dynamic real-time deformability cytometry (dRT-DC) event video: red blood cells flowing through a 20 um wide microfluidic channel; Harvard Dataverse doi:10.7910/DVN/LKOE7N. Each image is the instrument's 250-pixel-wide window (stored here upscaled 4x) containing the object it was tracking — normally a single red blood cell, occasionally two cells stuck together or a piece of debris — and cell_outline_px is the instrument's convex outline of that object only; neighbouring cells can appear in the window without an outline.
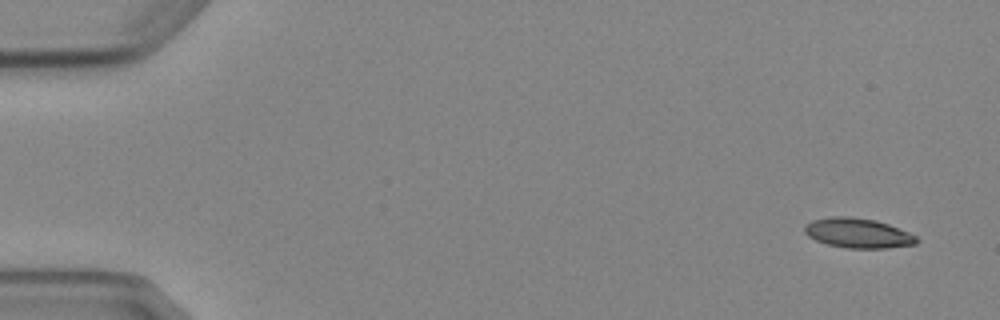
{"species": "Egyptian fruit bat (a non-hibernating species)", "species_latin": "Rousettus aegyptiacus", "temperature_condition": "cold", "stored_images_in_passage": 6, "camera_frame_rate_fps": 3000, "um_per_image_px": 0.085, "animal": {"sex": "female"}, "frame": {"image": 1, "passage_image": 1, "time_ms": 0.0, "image_size_px": [1000, 320], "cell_outline_px": [[920, 240], [916, 244], [888, 248], [848, 248], [828, 244], [816, 240], [808, 236], [804, 232], [804, 224], [812, 220], [832, 216], [848, 216], [876, 220], [888, 224], [908, 232], [916, 236]], "centroid_in_image_um": [72.92, 19.81], "position_along_channel_um": 12.1, "area_um2": 19.48}}
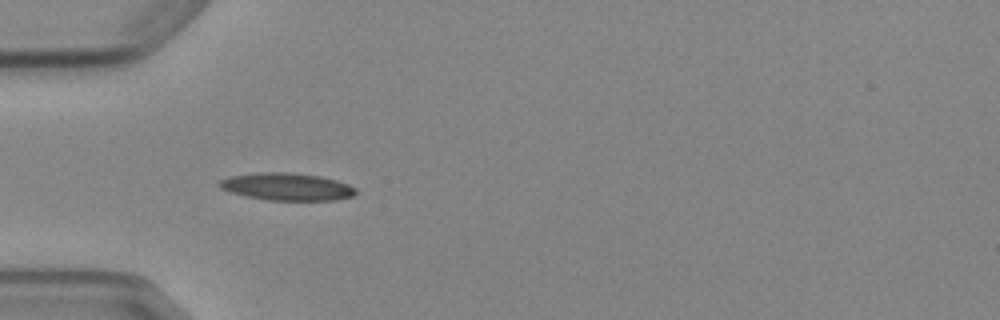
{"frame": {"image": 2, "passage_image": 5, "time_ms": 4.667, "image_size_px": [1000, 320], "cell_outline_px": [[356, 192], [352, 196], [336, 200], [268, 200], [248, 196], [232, 192], [220, 188], [216, 184], [220, 180], [228, 176], [260, 172], [292, 172], [320, 176], [336, 180], [348, 184], [356, 188]], "centroid_in_image_um": [24.38, 15.86], "position_along_channel_um": 60.6, "area_um2": 21.79}}
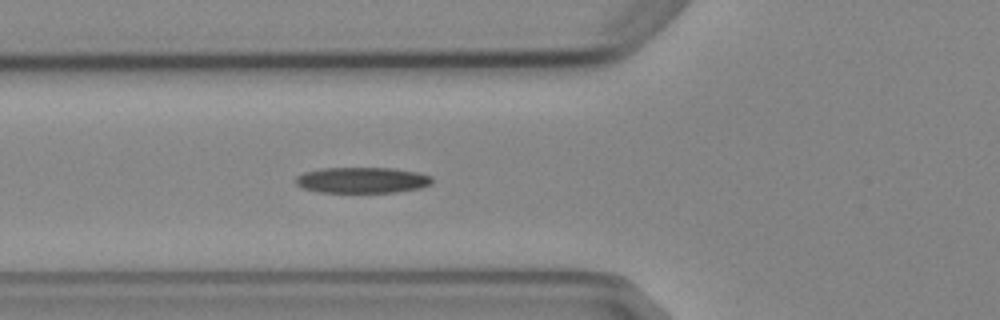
{"frame": {"image": 3, "passage_image": 6, "time_ms": 5.667, "image_size_px": [1000, 320], "cell_outline_px": [[432, 184], [420, 188], [396, 192], [320, 192], [304, 188], [296, 184], [296, 176], [304, 172], [320, 168], [392, 168], [420, 172], [432, 176]], "centroid_in_image_um": [30.81, 15.3], "position_along_channel_um": 95.0, "area_um2": 20.63}}